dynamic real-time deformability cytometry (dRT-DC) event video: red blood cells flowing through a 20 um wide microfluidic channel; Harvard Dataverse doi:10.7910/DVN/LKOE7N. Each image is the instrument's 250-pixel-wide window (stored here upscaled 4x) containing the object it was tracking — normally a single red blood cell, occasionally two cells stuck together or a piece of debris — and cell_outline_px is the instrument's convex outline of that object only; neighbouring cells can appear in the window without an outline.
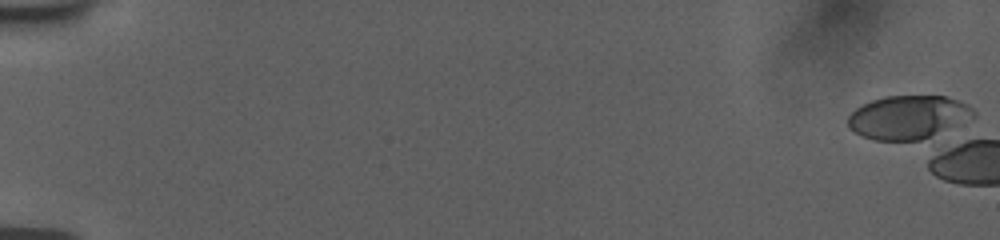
{"species": "human", "species_latin": "Homo sapiens", "temperature_condition": "room temperature", "stored_images_in_passage": 4, "camera_frame_rate_fps": 3000, "um_per_image_px": 0.085, "donor": {"sex": "female"}, "frame": {"image": 1, "passage_image": 1, "time_ms": 0.0, "image_size_px": [1000, 240], "cell_outline_px": [[976, 116], [920, 140], [872, 140], [848, 128], [848, 116], [856, 108], [872, 100], [884, 96], [948, 96], [968, 104], [976, 112]], "centroid_in_image_um": [77.18, 9.94], "position_along_channel_um": 7.8, "area_um2": 31.5}}